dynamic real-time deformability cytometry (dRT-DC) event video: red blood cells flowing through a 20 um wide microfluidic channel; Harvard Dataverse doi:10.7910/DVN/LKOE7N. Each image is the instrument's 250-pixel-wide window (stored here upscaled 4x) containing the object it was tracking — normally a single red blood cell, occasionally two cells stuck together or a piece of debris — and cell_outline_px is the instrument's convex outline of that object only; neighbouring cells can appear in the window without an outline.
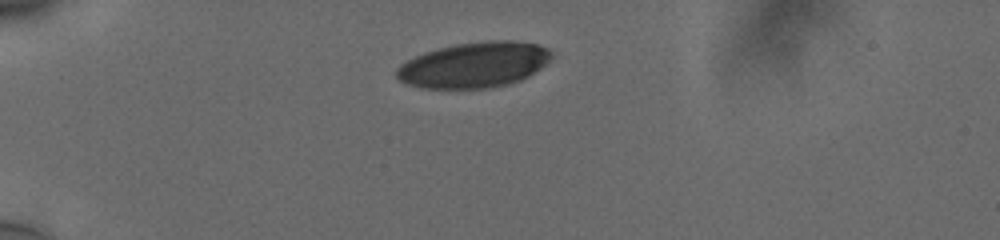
{"species": "human", "species_latin": "Homo sapiens", "temperature_condition": "cold", "stored_images_in_passage": 35, "camera_frame_rate_fps": 3000, "um_per_image_px": 0.085, "donor": {"sex": "male"}, "frame": {"image": 1, "passage_image": 1, "time_ms": 0.0, "image_size_px": [1000, 240], "cell_outline_px": [[552, 56], [544, 64], [528, 76], [520, 80], [508, 84], [488, 88], [420, 88], [408, 84], [400, 80], [396, 76], [396, 68], [400, 64], [424, 52], [456, 44], [488, 40], [512, 40], [536, 44], [548, 48], [552, 52]], "centroid_in_image_um": [40.29, 5.51], "position_along_channel_um": 44.7, "area_um2": 40.86}}
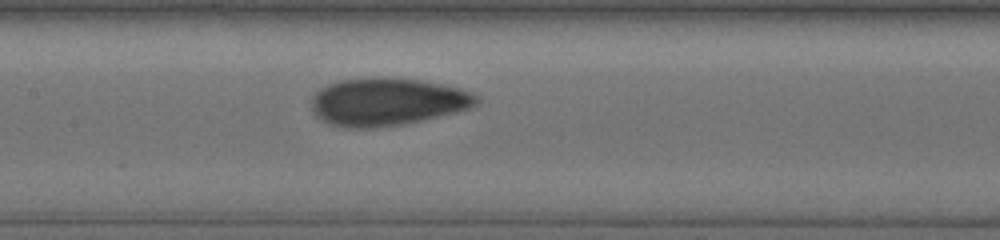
{"frame": {"image": 2, "passage_image": 15, "time_ms": 4.667, "image_size_px": [1000, 240], "cell_outline_px": [[480, 100], [476, 104], [468, 108], [404, 124], [368, 128], [352, 128], [332, 124], [316, 116], [312, 108], [312, 96], [320, 88], [328, 84], [340, 80], [372, 76], [380, 76], [420, 80], [460, 88], [476, 96]], "centroid_in_image_um": [32.86, 8.62], "position_along_channel_um": 174.5, "area_um2": 45.49}}
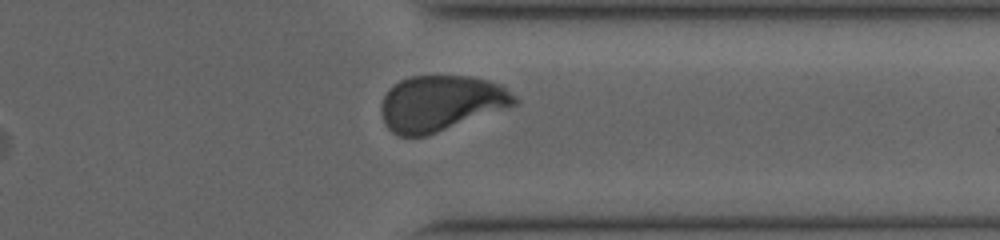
{"frame": {"image": 3, "passage_image": 31, "time_ms": 10.0, "image_size_px": [1000, 240], "cell_outline_px": [[520, 100], [516, 104], [436, 132], [424, 136], [400, 136], [392, 132], [384, 124], [380, 112], [380, 104], [388, 88], [400, 80], [408, 76], [472, 76], [488, 80], [500, 84], [516, 96]], "centroid_in_image_um": [37.42, 8.75], "position_along_channel_um": 374.0, "area_um2": 43.06}, "authors_computed_cell_mechanics": {"area_um2": 44.1014, "velocity_mm_per_s": 3.7462, "shape_relaxation_time_tau1_ms": 5.9739, "shape_relaxation_time_tau2_ms": 1.0113, "deformation_change_tau1": 0.1885, "deformation_change_tau2": 0.0615}}